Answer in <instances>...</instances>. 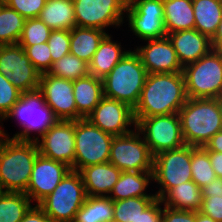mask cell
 <instances>
[{"label":"cell","instance_id":"1","mask_svg":"<svg viewBox=\"0 0 222 222\" xmlns=\"http://www.w3.org/2000/svg\"><path fill=\"white\" fill-rule=\"evenodd\" d=\"M187 99L183 73L147 74L134 119L178 113Z\"/></svg>","mask_w":222,"mask_h":222},{"label":"cell","instance_id":"2","mask_svg":"<svg viewBox=\"0 0 222 222\" xmlns=\"http://www.w3.org/2000/svg\"><path fill=\"white\" fill-rule=\"evenodd\" d=\"M38 154L36 142L12 139L0 129V185L5 192H26Z\"/></svg>","mask_w":222,"mask_h":222},{"label":"cell","instance_id":"3","mask_svg":"<svg viewBox=\"0 0 222 222\" xmlns=\"http://www.w3.org/2000/svg\"><path fill=\"white\" fill-rule=\"evenodd\" d=\"M186 145L204 147L222 130V103L220 99L188 98L178 112Z\"/></svg>","mask_w":222,"mask_h":222},{"label":"cell","instance_id":"4","mask_svg":"<svg viewBox=\"0 0 222 222\" xmlns=\"http://www.w3.org/2000/svg\"><path fill=\"white\" fill-rule=\"evenodd\" d=\"M147 74L140 56L131 49L103 79L104 96L122 101L133 109L138 103Z\"/></svg>","mask_w":222,"mask_h":222},{"label":"cell","instance_id":"5","mask_svg":"<svg viewBox=\"0 0 222 222\" xmlns=\"http://www.w3.org/2000/svg\"><path fill=\"white\" fill-rule=\"evenodd\" d=\"M15 118L22 126V130L13 135L12 139L36 142L59 119L52 109L45 103L43 94L39 89L22 92L20 99L2 119ZM31 132L38 133L31 137Z\"/></svg>","mask_w":222,"mask_h":222},{"label":"cell","instance_id":"6","mask_svg":"<svg viewBox=\"0 0 222 222\" xmlns=\"http://www.w3.org/2000/svg\"><path fill=\"white\" fill-rule=\"evenodd\" d=\"M188 98L222 96V50L212 49L195 62L183 67Z\"/></svg>","mask_w":222,"mask_h":222},{"label":"cell","instance_id":"7","mask_svg":"<svg viewBox=\"0 0 222 222\" xmlns=\"http://www.w3.org/2000/svg\"><path fill=\"white\" fill-rule=\"evenodd\" d=\"M86 197L80 172L71 170L54 191L37 205L53 222H72Z\"/></svg>","mask_w":222,"mask_h":222},{"label":"cell","instance_id":"8","mask_svg":"<svg viewBox=\"0 0 222 222\" xmlns=\"http://www.w3.org/2000/svg\"><path fill=\"white\" fill-rule=\"evenodd\" d=\"M114 136L93 125L87 118L75 120L74 171L109 162Z\"/></svg>","mask_w":222,"mask_h":222},{"label":"cell","instance_id":"9","mask_svg":"<svg viewBox=\"0 0 222 222\" xmlns=\"http://www.w3.org/2000/svg\"><path fill=\"white\" fill-rule=\"evenodd\" d=\"M135 123L153 156L186 145L178 113L135 119Z\"/></svg>","mask_w":222,"mask_h":222},{"label":"cell","instance_id":"10","mask_svg":"<svg viewBox=\"0 0 222 222\" xmlns=\"http://www.w3.org/2000/svg\"><path fill=\"white\" fill-rule=\"evenodd\" d=\"M192 180L191 146L167 150L154 156L153 181L159 186L156 198L161 199L170 189Z\"/></svg>","mask_w":222,"mask_h":222},{"label":"cell","instance_id":"11","mask_svg":"<svg viewBox=\"0 0 222 222\" xmlns=\"http://www.w3.org/2000/svg\"><path fill=\"white\" fill-rule=\"evenodd\" d=\"M141 136L135 127L128 134L114 136L110 147L109 162L120 171H153L154 156Z\"/></svg>","mask_w":222,"mask_h":222},{"label":"cell","instance_id":"12","mask_svg":"<svg viewBox=\"0 0 222 222\" xmlns=\"http://www.w3.org/2000/svg\"><path fill=\"white\" fill-rule=\"evenodd\" d=\"M73 2L78 27L106 31L107 27L120 28L124 23L128 0H73Z\"/></svg>","mask_w":222,"mask_h":222},{"label":"cell","instance_id":"13","mask_svg":"<svg viewBox=\"0 0 222 222\" xmlns=\"http://www.w3.org/2000/svg\"><path fill=\"white\" fill-rule=\"evenodd\" d=\"M128 27L140 40L167 37L164 26L163 0H128Z\"/></svg>","mask_w":222,"mask_h":222},{"label":"cell","instance_id":"14","mask_svg":"<svg viewBox=\"0 0 222 222\" xmlns=\"http://www.w3.org/2000/svg\"><path fill=\"white\" fill-rule=\"evenodd\" d=\"M36 143L41 155L64 163L74 170L75 121L58 120Z\"/></svg>","mask_w":222,"mask_h":222},{"label":"cell","instance_id":"15","mask_svg":"<svg viewBox=\"0 0 222 222\" xmlns=\"http://www.w3.org/2000/svg\"><path fill=\"white\" fill-rule=\"evenodd\" d=\"M87 119L112 136L130 133L136 126L133 109L122 101L103 97Z\"/></svg>","mask_w":222,"mask_h":222},{"label":"cell","instance_id":"16","mask_svg":"<svg viewBox=\"0 0 222 222\" xmlns=\"http://www.w3.org/2000/svg\"><path fill=\"white\" fill-rule=\"evenodd\" d=\"M39 90L45 103L59 120H77V108L73 94V81L51 74L40 75Z\"/></svg>","mask_w":222,"mask_h":222},{"label":"cell","instance_id":"17","mask_svg":"<svg viewBox=\"0 0 222 222\" xmlns=\"http://www.w3.org/2000/svg\"><path fill=\"white\" fill-rule=\"evenodd\" d=\"M71 168L61 162L44 157L40 153L35 159L25 194L38 204L51 194Z\"/></svg>","mask_w":222,"mask_h":222},{"label":"cell","instance_id":"18","mask_svg":"<svg viewBox=\"0 0 222 222\" xmlns=\"http://www.w3.org/2000/svg\"><path fill=\"white\" fill-rule=\"evenodd\" d=\"M143 41L148 42L134 48V51L140 56L148 74L183 73V66L168 37Z\"/></svg>","mask_w":222,"mask_h":222},{"label":"cell","instance_id":"19","mask_svg":"<svg viewBox=\"0 0 222 222\" xmlns=\"http://www.w3.org/2000/svg\"><path fill=\"white\" fill-rule=\"evenodd\" d=\"M167 37L183 67L197 61L213 49L211 39L195 28L168 33Z\"/></svg>","mask_w":222,"mask_h":222},{"label":"cell","instance_id":"20","mask_svg":"<svg viewBox=\"0 0 222 222\" xmlns=\"http://www.w3.org/2000/svg\"><path fill=\"white\" fill-rule=\"evenodd\" d=\"M79 172L83 179L86 195L104 197L109 196L122 173L110 162L84 167Z\"/></svg>","mask_w":222,"mask_h":222},{"label":"cell","instance_id":"21","mask_svg":"<svg viewBox=\"0 0 222 222\" xmlns=\"http://www.w3.org/2000/svg\"><path fill=\"white\" fill-rule=\"evenodd\" d=\"M77 120L86 119L104 97L103 80L87 75L73 81Z\"/></svg>","mask_w":222,"mask_h":222},{"label":"cell","instance_id":"22","mask_svg":"<svg viewBox=\"0 0 222 222\" xmlns=\"http://www.w3.org/2000/svg\"><path fill=\"white\" fill-rule=\"evenodd\" d=\"M111 37L112 36L108 33L103 38L89 63V73L102 80L130 51H123L121 43L113 41Z\"/></svg>","mask_w":222,"mask_h":222},{"label":"cell","instance_id":"23","mask_svg":"<svg viewBox=\"0 0 222 222\" xmlns=\"http://www.w3.org/2000/svg\"><path fill=\"white\" fill-rule=\"evenodd\" d=\"M151 181H153V171H122L119 180L114 185L108 197L113 201L133 197H156L155 194H147L146 192V189L148 188Z\"/></svg>","mask_w":222,"mask_h":222},{"label":"cell","instance_id":"24","mask_svg":"<svg viewBox=\"0 0 222 222\" xmlns=\"http://www.w3.org/2000/svg\"><path fill=\"white\" fill-rule=\"evenodd\" d=\"M38 18L51 30H71L76 26L73 0H46Z\"/></svg>","mask_w":222,"mask_h":222},{"label":"cell","instance_id":"25","mask_svg":"<svg viewBox=\"0 0 222 222\" xmlns=\"http://www.w3.org/2000/svg\"><path fill=\"white\" fill-rule=\"evenodd\" d=\"M166 33L194 29L192 0H163Z\"/></svg>","mask_w":222,"mask_h":222},{"label":"cell","instance_id":"26","mask_svg":"<svg viewBox=\"0 0 222 222\" xmlns=\"http://www.w3.org/2000/svg\"><path fill=\"white\" fill-rule=\"evenodd\" d=\"M107 34L101 29L75 26L70 30V53L89 64Z\"/></svg>","mask_w":222,"mask_h":222},{"label":"cell","instance_id":"27","mask_svg":"<svg viewBox=\"0 0 222 222\" xmlns=\"http://www.w3.org/2000/svg\"><path fill=\"white\" fill-rule=\"evenodd\" d=\"M160 200L162 205L173 209L199 211L202 205L201 188L192 180L184 182L170 189Z\"/></svg>","mask_w":222,"mask_h":222},{"label":"cell","instance_id":"28","mask_svg":"<svg viewBox=\"0 0 222 222\" xmlns=\"http://www.w3.org/2000/svg\"><path fill=\"white\" fill-rule=\"evenodd\" d=\"M192 5L194 28L212 39L222 19V0H192Z\"/></svg>","mask_w":222,"mask_h":222},{"label":"cell","instance_id":"29","mask_svg":"<svg viewBox=\"0 0 222 222\" xmlns=\"http://www.w3.org/2000/svg\"><path fill=\"white\" fill-rule=\"evenodd\" d=\"M113 200L104 196H87L72 222H113Z\"/></svg>","mask_w":222,"mask_h":222},{"label":"cell","instance_id":"30","mask_svg":"<svg viewBox=\"0 0 222 222\" xmlns=\"http://www.w3.org/2000/svg\"><path fill=\"white\" fill-rule=\"evenodd\" d=\"M31 202L25 193L4 192L0 197V222H21Z\"/></svg>","mask_w":222,"mask_h":222},{"label":"cell","instance_id":"31","mask_svg":"<svg viewBox=\"0 0 222 222\" xmlns=\"http://www.w3.org/2000/svg\"><path fill=\"white\" fill-rule=\"evenodd\" d=\"M26 18L5 3L0 6V45L18 44Z\"/></svg>","mask_w":222,"mask_h":222},{"label":"cell","instance_id":"32","mask_svg":"<svg viewBox=\"0 0 222 222\" xmlns=\"http://www.w3.org/2000/svg\"><path fill=\"white\" fill-rule=\"evenodd\" d=\"M35 68L19 44L0 45V73L10 80L14 69Z\"/></svg>","mask_w":222,"mask_h":222},{"label":"cell","instance_id":"33","mask_svg":"<svg viewBox=\"0 0 222 222\" xmlns=\"http://www.w3.org/2000/svg\"><path fill=\"white\" fill-rule=\"evenodd\" d=\"M191 172L192 181L200 188L209 185L217 178L211 165L209 154L203 147L191 146Z\"/></svg>","mask_w":222,"mask_h":222},{"label":"cell","instance_id":"34","mask_svg":"<svg viewBox=\"0 0 222 222\" xmlns=\"http://www.w3.org/2000/svg\"><path fill=\"white\" fill-rule=\"evenodd\" d=\"M48 73L72 81L90 74L89 64L71 53L55 61Z\"/></svg>","mask_w":222,"mask_h":222},{"label":"cell","instance_id":"35","mask_svg":"<svg viewBox=\"0 0 222 222\" xmlns=\"http://www.w3.org/2000/svg\"><path fill=\"white\" fill-rule=\"evenodd\" d=\"M156 197H133L113 201V222H133Z\"/></svg>","mask_w":222,"mask_h":222},{"label":"cell","instance_id":"36","mask_svg":"<svg viewBox=\"0 0 222 222\" xmlns=\"http://www.w3.org/2000/svg\"><path fill=\"white\" fill-rule=\"evenodd\" d=\"M202 205L199 210L216 222H222V182L215 178L209 185L201 188Z\"/></svg>","mask_w":222,"mask_h":222},{"label":"cell","instance_id":"37","mask_svg":"<svg viewBox=\"0 0 222 222\" xmlns=\"http://www.w3.org/2000/svg\"><path fill=\"white\" fill-rule=\"evenodd\" d=\"M51 29L39 18L26 19L24 29L19 38L20 46H33L46 43L49 39Z\"/></svg>","mask_w":222,"mask_h":222},{"label":"cell","instance_id":"38","mask_svg":"<svg viewBox=\"0 0 222 222\" xmlns=\"http://www.w3.org/2000/svg\"><path fill=\"white\" fill-rule=\"evenodd\" d=\"M22 48L40 74L49 72L52 67V57L47 42L33 46H22Z\"/></svg>","mask_w":222,"mask_h":222},{"label":"cell","instance_id":"39","mask_svg":"<svg viewBox=\"0 0 222 222\" xmlns=\"http://www.w3.org/2000/svg\"><path fill=\"white\" fill-rule=\"evenodd\" d=\"M10 82L21 92L39 89L40 73L36 68L14 69Z\"/></svg>","mask_w":222,"mask_h":222},{"label":"cell","instance_id":"40","mask_svg":"<svg viewBox=\"0 0 222 222\" xmlns=\"http://www.w3.org/2000/svg\"><path fill=\"white\" fill-rule=\"evenodd\" d=\"M22 92L0 73V123L13 105L20 99Z\"/></svg>","mask_w":222,"mask_h":222},{"label":"cell","instance_id":"41","mask_svg":"<svg viewBox=\"0 0 222 222\" xmlns=\"http://www.w3.org/2000/svg\"><path fill=\"white\" fill-rule=\"evenodd\" d=\"M47 44L53 65L55 61L70 53V30H51Z\"/></svg>","mask_w":222,"mask_h":222},{"label":"cell","instance_id":"42","mask_svg":"<svg viewBox=\"0 0 222 222\" xmlns=\"http://www.w3.org/2000/svg\"><path fill=\"white\" fill-rule=\"evenodd\" d=\"M46 0H3L8 7L17 11L24 18H38Z\"/></svg>","mask_w":222,"mask_h":222},{"label":"cell","instance_id":"43","mask_svg":"<svg viewBox=\"0 0 222 222\" xmlns=\"http://www.w3.org/2000/svg\"><path fill=\"white\" fill-rule=\"evenodd\" d=\"M162 222H196V211L162 208Z\"/></svg>","mask_w":222,"mask_h":222},{"label":"cell","instance_id":"44","mask_svg":"<svg viewBox=\"0 0 222 222\" xmlns=\"http://www.w3.org/2000/svg\"><path fill=\"white\" fill-rule=\"evenodd\" d=\"M162 202L156 198L133 222H162Z\"/></svg>","mask_w":222,"mask_h":222},{"label":"cell","instance_id":"45","mask_svg":"<svg viewBox=\"0 0 222 222\" xmlns=\"http://www.w3.org/2000/svg\"><path fill=\"white\" fill-rule=\"evenodd\" d=\"M21 222H53L37 205L32 206Z\"/></svg>","mask_w":222,"mask_h":222},{"label":"cell","instance_id":"46","mask_svg":"<svg viewBox=\"0 0 222 222\" xmlns=\"http://www.w3.org/2000/svg\"><path fill=\"white\" fill-rule=\"evenodd\" d=\"M206 151L222 153V130L217 132L203 147Z\"/></svg>","mask_w":222,"mask_h":222},{"label":"cell","instance_id":"47","mask_svg":"<svg viewBox=\"0 0 222 222\" xmlns=\"http://www.w3.org/2000/svg\"><path fill=\"white\" fill-rule=\"evenodd\" d=\"M209 154V159L211 165L216 173V176L219 178L222 176V153L207 151Z\"/></svg>","mask_w":222,"mask_h":222},{"label":"cell","instance_id":"48","mask_svg":"<svg viewBox=\"0 0 222 222\" xmlns=\"http://www.w3.org/2000/svg\"><path fill=\"white\" fill-rule=\"evenodd\" d=\"M211 41H212L213 49L222 50V19Z\"/></svg>","mask_w":222,"mask_h":222},{"label":"cell","instance_id":"49","mask_svg":"<svg viewBox=\"0 0 222 222\" xmlns=\"http://www.w3.org/2000/svg\"><path fill=\"white\" fill-rule=\"evenodd\" d=\"M196 222H216V221L210 216H207L200 211H196Z\"/></svg>","mask_w":222,"mask_h":222},{"label":"cell","instance_id":"50","mask_svg":"<svg viewBox=\"0 0 222 222\" xmlns=\"http://www.w3.org/2000/svg\"><path fill=\"white\" fill-rule=\"evenodd\" d=\"M5 191L3 190L2 186L0 185V197Z\"/></svg>","mask_w":222,"mask_h":222}]
</instances>
